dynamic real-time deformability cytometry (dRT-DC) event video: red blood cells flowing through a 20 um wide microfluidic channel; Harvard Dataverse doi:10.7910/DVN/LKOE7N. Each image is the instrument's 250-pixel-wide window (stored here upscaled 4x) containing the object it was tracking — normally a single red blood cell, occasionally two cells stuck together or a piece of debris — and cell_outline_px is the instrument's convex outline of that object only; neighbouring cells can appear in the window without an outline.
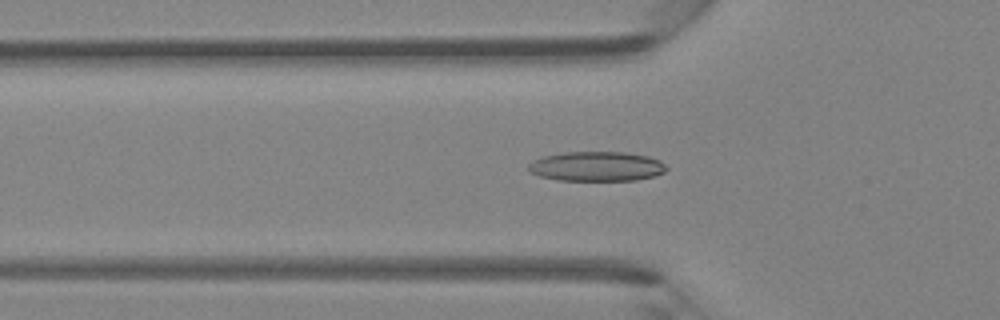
{"species": "Egyptian fruit bat (a non-hibernating species)", "species_latin": "Rousettus aegyptiacus", "temperature_condition": "room temperature", "stored_images_in_passage": 46, "camera_frame_rate_fps": 3000, "um_per_image_px": 0.085, "animal": {"sex": "female"}, "frame": {"image": 1, "passage_image": 16, "time_ms": 5.0, "image_size_px": [1000, 320], "cell_outline_px": [[668, 168], [664, 172], [656, 176], [636, 180], [560, 180], [540, 176], [528, 172], [528, 164], [532, 160], [544, 156], [564, 152], [628, 152], [648, 156], [660, 160]], "centroid_in_image_um": [50.72, 14.14], "position_along_channel_um": 75.1, "area_um2": 23.99}}
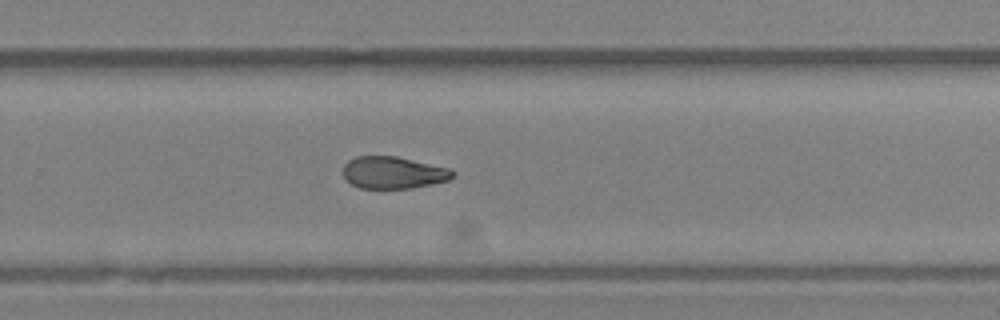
{"frame": {"image": 2, "passage_image": 31, "time_ms": 10.0, "image_size_px": [1000, 320], "cell_outline_px": [[456, 176], [448, 180], [432, 184], [408, 188], [360, 188], [352, 184], [344, 176], [344, 164], [348, 160], [356, 156], [396, 156], [452, 168], [456, 172]], "centroid_in_image_um": [33.48, 14.66], "position_along_channel_um": 296.3, "area_um2": 20.58}}
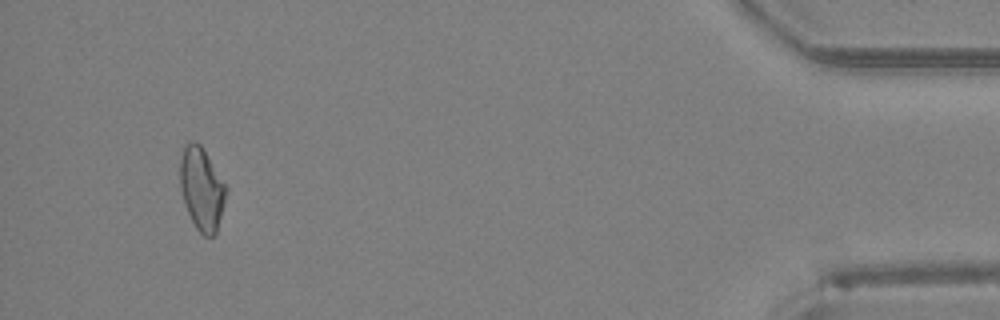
{"frame": {"image": 3, "passage_image": 44, "time_ms": 14.333, "image_size_px": [1000, 320], "cell_outline_px": [[228, 188], [224, 204], [216, 232], [212, 236], [204, 236], [196, 228], [184, 204], [180, 188], [180, 160], [184, 148], [192, 140], [200, 144]], "centroid_in_image_um": [17.14, 16.06], "position_along_channel_um": 418.1, "area_um2": 21.91}}